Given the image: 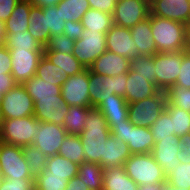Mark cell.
Returning <instances> with one entry per match:
<instances>
[{
    "label": "cell",
    "instance_id": "6f0895ef",
    "mask_svg": "<svg viewBox=\"0 0 190 190\" xmlns=\"http://www.w3.org/2000/svg\"><path fill=\"white\" fill-rule=\"evenodd\" d=\"M59 1L61 0H34L32 3L36 6L44 8L47 6H55Z\"/></svg>",
    "mask_w": 190,
    "mask_h": 190
},
{
    "label": "cell",
    "instance_id": "74e56055",
    "mask_svg": "<svg viewBox=\"0 0 190 190\" xmlns=\"http://www.w3.org/2000/svg\"><path fill=\"white\" fill-rule=\"evenodd\" d=\"M155 55L136 56L130 60V70L135 71V75L146 77V80L156 85Z\"/></svg>",
    "mask_w": 190,
    "mask_h": 190
},
{
    "label": "cell",
    "instance_id": "d590c367",
    "mask_svg": "<svg viewBox=\"0 0 190 190\" xmlns=\"http://www.w3.org/2000/svg\"><path fill=\"white\" fill-rule=\"evenodd\" d=\"M60 8L62 20L81 21L83 15L90 9L88 0H61L56 5Z\"/></svg>",
    "mask_w": 190,
    "mask_h": 190
},
{
    "label": "cell",
    "instance_id": "603a6c76",
    "mask_svg": "<svg viewBox=\"0 0 190 190\" xmlns=\"http://www.w3.org/2000/svg\"><path fill=\"white\" fill-rule=\"evenodd\" d=\"M132 155L128 144L121 142L112 134L104 144V156L99 165L106 167L124 166V162Z\"/></svg>",
    "mask_w": 190,
    "mask_h": 190
},
{
    "label": "cell",
    "instance_id": "f1b7e54d",
    "mask_svg": "<svg viewBox=\"0 0 190 190\" xmlns=\"http://www.w3.org/2000/svg\"><path fill=\"white\" fill-rule=\"evenodd\" d=\"M49 62L65 71L66 76H73L85 70L73 53L67 54L58 51H44Z\"/></svg>",
    "mask_w": 190,
    "mask_h": 190
},
{
    "label": "cell",
    "instance_id": "d4e9b609",
    "mask_svg": "<svg viewBox=\"0 0 190 190\" xmlns=\"http://www.w3.org/2000/svg\"><path fill=\"white\" fill-rule=\"evenodd\" d=\"M97 108L102 112L109 128L114 124L124 123L128 119V103L125 98H109L100 103Z\"/></svg>",
    "mask_w": 190,
    "mask_h": 190
},
{
    "label": "cell",
    "instance_id": "8fae6325",
    "mask_svg": "<svg viewBox=\"0 0 190 190\" xmlns=\"http://www.w3.org/2000/svg\"><path fill=\"white\" fill-rule=\"evenodd\" d=\"M182 51L155 54L156 86L166 92L176 84L181 71Z\"/></svg>",
    "mask_w": 190,
    "mask_h": 190
},
{
    "label": "cell",
    "instance_id": "f5cc1de1",
    "mask_svg": "<svg viewBox=\"0 0 190 190\" xmlns=\"http://www.w3.org/2000/svg\"><path fill=\"white\" fill-rule=\"evenodd\" d=\"M11 69V54L4 45H0V74H11Z\"/></svg>",
    "mask_w": 190,
    "mask_h": 190
},
{
    "label": "cell",
    "instance_id": "b9f144b4",
    "mask_svg": "<svg viewBox=\"0 0 190 190\" xmlns=\"http://www.w3.org/2000/svg\"><path fill=\"white\" fill-rule=\"evenodd\" d=\"M45 17V32H50L51 36L63 34L65 21L60 15V8L55 6H47L43 8Z\"/></svg>",
    "mask_w": 190,
    "mask_h": 190
},
{
    "label": "cell",
    "instance_id": "c3c4849f",
    "mask_svg": "<svg viewBox=\"0 0 190 190\" xmlns=\"http://www.w3.org/2000/svg\"><path fill=\"white\" fill-rule=\"evenodd\" d=\"M177 86L190 89V56L182 51L181 71L176 80Z\"/></svg>",
    "mask_w": 190,
    "mask_h": 190
},
{
    "label": "cell",
    "instance_id": "d6a6232c",
    "mask_svg": "<svg viewBox=\"0 0 190 190\" xmlns=\"http://www.w3.org/2000/svg\"><path fill=\"white\" fill-rule=\"evenodd\" d=\"M77 176L84 181L89 190H103V168L99 164L81 163Z\"/></svg>",
    "mask_w": 190,
    "mask_h": 190
},
{
    "label": "cell",
    "instance_id": "7dc6e473",
    "mask_svg": "<svg viewBox=\"0 0 190 190\" xmlns=\"http://www.w3.org/2000/svg\"><path fill=\"white\" fill-rule=\"evenodd\" d=\"M0 190H35L34 178H3Z\"/></svg>",
    "mask_w": 190,
    "mask_h": 190
},
{
    "label": "cell",
    "instance_id": "6da1fadb",
    "mask_svg": "<svg viewBox=\"0 0 190 190\" xmlns=\"http://www.w3.org/2000/svg\"><path fill=\"white\" fill-rule=\"evenodd\" d=\"M110 135V128L102 112L97 107H89L84 130L79 135L85 162L100 163L104 156V144Z\"/></svg>",
    "mask_w": 190,
    "mask_h": 190
},
{
    "label": "cell",
    "instance_id": "681fc988",
    "mask_svg": "<svg viewBox=\"0 0 190 190\" xmlns=\"http://www.w3.org/2000/svg\"><path fill=\"white\" fill-rule=\"evenodd\" d=\"M83 31L84 27L81 21H66L63 29V34L76 41L81 38Z\"/></svg>",
    "mask_w": 190,
    "mask_h": 190
},
{
    "label": "cell",
    "instance_id": "003e7915",
    "mask_svg": "<svg viewBox=\"0 0 190 190\" xmlns=\"http://www.w3.org/2000/svg\"><path fill=\"white\" fill-rule=\"evenodd\" d=\"M145 1L150 4V3H152L154 0H145Z\"/></svg>",
    "mask_w": 190,
    "mask_h": 190
},
{
    "label": "cell",
    "instance_id": "db71d44e",
    "mask_svg": "<svg viewBox=\"0 0 190 190\" xmlns=\"http://www.w3.org/2000/svg\"><path fill=\"white\" fill-rule=\"evenodd\" d=\"M20 0H0V20L5 22L9 19L14 8Z\"/></svg>",
    "mask_w": 190,
    "mask_h": 190
},
{
    "label": "cell",
    "instance_id": "6125c7cd",
    "mask_svg": "<svg viewBox=\"0 0 190 190\" xmlns=\"http://www.w3.org/2000/svg\"><path fill=\"white\" fill-rule=\"evenodd\" d=\"M12 88H0V104L4 97V94L10 91Z\"/></svg>",
    "mask_w": 190,
    "mask_h": 190
},
{
    "label": "cell",
    "instance_id": "f35d334b",
    "mask_svg": "<svg viewBox=\"0 0 190 190\" xmlns=\"http://www.w3.org/2000/svg\"><path fill=\"white\" fill-rule=\"evenodd\" d=\"M165 110L170 114L172 120V132L177 137L190 133V112L174 105H166Z\"/></svg>",
    "mask_w": 190,
    "mask_h": 190
},
{
    "label": "cell",
    "instance_id": "11a10c76",
    "mask_svg": "<svg viewBox=\"0 0 190 190\" xmlns=\"http://www.w3.org/2000/svg\"><path fill=\"white\" fill-rule=\"evenodd\" d=\"M65 190H89L87 185L78 176L70 179Z\"/></svg>",
    "mask_w": 190,
    "mask_h": 190
},
{
    "label": "cell",
    "instance_id": "60d3db41",
    "mask_svg": "<svg viewBox=\"0 0 190 190\" xmlns=\"http://www.w3.org/2000/svg\"><path fill=\"white\" fill-rule=\"evenodd\" d=\"M154 137V142L157 143L160 139L176 138L172 132V120L170 114L165 110L155 120V123L150 127Z\"/></svg>",
    "mask_w": 190,
    "mask_h": 190
},
{
    "label": "cell",
    "instance_id": "be15d7a7",
    "mask_svg": "<svg viewBox=\"0 0 190 190\" xmlns=\"http://www.w3.org/2000/svg\"><path fill=\"white\" fill-rule=\"evenodd\" d=\"M166 190H190V189H186V188H179V187H175V186H170L166 183Z\"/></svg>",
    "mask_w": 190,
    "mask_h": 190
},
{
    "label": "cell",
    "instance_id": "cb8c5ba5",
    "mask_svg": "<svg viewBox=\"0 0 190 190\" xmlns=\"http://www.w3.org/2000/svg\"><path fill=\"white\" fill-rule=\"evenodd\" d=\"M103 190H139V185L126 174L124 166L106 167Z\"/></svg>",
    "mask_w": 190,
    "mask_h": 190
},
{
    "label": "cell",
    "instance_id": "f546056e",
    "mask_svg": "<svg viewBox=\"0 0 190 190\" xmlns=\"http://www.w3.org/2000/svg\"><path fill=\"white\" fill-rule=\"evenodd\" d=\"M28 32L45 47L51 37L50 32H45V17L43 8L32 5L30 7Z\"/></svg>",
    "mask_w": 190,
    "mask_h": 190
},
{
    "label": "cell",
    "instance_id": "ac0fdd59",
    "mask_svg": "<svg viewBox=\"0 0 190 190\" xmlns=\"http://www.w3.org/2000/svg\"><path fill=\"white\" fill-rule=\"evenodd\" d=\"M106 48L130 60L137 56V45L131 37L130 29L115 24L106 33Z\"/></svg>",
    "mask_w": 190,
    "mask_h": 190
},
{
    "label": "cell",
    "instance_id": "ab89813d",
    "mask_svg": "<svg viewBox=\"0 0 190 190\" xmlns=\"http://www.w3.org/2000/svg\"><path fill=\"white\" fill-rule=\"evenodd\" d=\"M23 154L33 177L40 175L47 161V156L44 152L33 145H29L23 147Z\"/></svg>",
    "mask_w": 190,
    "mask_h": 190
},
{
    "label": "cell",
    "instance_id": "30bf717a",
    "mask_svg": "<svg viewBox=\"0 0 190 190\" xmlns=\"http://www.w3.org/2000/svg\"><path fill=\"white\" fill-rule=\"evenodd\" d=\"M4 120L34 115V102L22 84H16L1 101Z\"/></svg>",
    "mask_w": 190,
    "mask_h": 190
},
{
    "label": "cell",
    "instance_id": "ba28073f",
    "mask_svg": "<svg viewBox=\"0 0 190 190\" xmlns=\"http://www.w3.org/2000/svg\"><path fill=\"white\" fill-rule=\"evenodd\" d=\"M106 50V33L84 29L81 38L75 41L73 55L85 69H89Z\"/></svg>",
    "mask_w": 190,
    "mask_h": 190
},
{
    "label": "cell",
    "instance_id": "4dcf8cb0",
    "mask_svg": "<svg viewBox=\"0 0 190 190\" xmlns=\"http://www.w3.org/2000/svg\"><path fill=\"white\" fill-rule=\"evenodd\" d=\"M3 45L8 50L44 51V47L34 39L28 30L19 33H6Z\"/></svg>",
    "mask_w": 190,
    "mask_h": 190
},
{
    "label": "cell",
    "instance_id": "5bb4252c",
    "mask_svg": "<svg viewBox=\"0 0 190 190\" xmlns=\"http://www.w3.org/2000/svg\"><path fill=\"white\" fill-rule=\"evenodd\" d=\"M11 54V74L18 84L32 78L44 51L9 50Z\"/></svg>",
    "mask_w": 190,
    "mask_h": 190
},
{
    "label": "cell",
    "instance_id": "52a82bcc",
    "mask_svg": "<svg viewBox=\"0 0 190 190\" xmlns=\"http://www.w3.org/2000/svg\"><path fill=\"white\" fill-rule=\"evenodd\" d=\"M167 104L166 92L159 91L156 95L128 104V119L133 125L150 128Z\"/></svg>",
    "mask_w": 190,
    "mask_h": 190
},
{
    "label": "cell",
    "instance_id": "484cf974",
    "mask_svg": "<svg viewBox=\"0 0 190 190\" xmlns=\"http://www.w3.org/2000/svg\"><path fill=\"white\" fill-rule=\"evenodd\" d=\"M79 165L60 155L47 157L45 168L37 176L58 175L67 176L70 180L77 176Z\"/></svg>",
    "mask_w": 190,
    "mask_h": 190
},
{
    "label": "cell",
    "instance_id": "e7e4bbea",
    "mask_svg": "<svg viewBox=\"0 0 190 190\" xmlns=\"http://www.w3.org/2000/svg\"><path fill=\"white\" fill-rule=\"evenodd\" d=\"M4 122V118L2 115V109H1V104H0V134H1V129H2V124Z\"/></svg>",
    "mask_w": 190,
    "mask_h": 190
},
{
    "label": "cell",
    "instance_id": "8d00e7d4",
    "mask_svg": "<svg viewBox=\"0 0 190 190\" xmlns=\"http://www.w3.org/2000/svg\"><path fill=\"white\" fill-rule=\"evenodd\" d=\"M35 75L60 87L67 79L65 71L49 62L45 56L40 59Z\"/></svg>",
    "mask_w": 190,
    "mask_h": 190
},
{
    "label": "cell",
    "instance_id": "1f68e13d",
    "mask_svg": "<svg viewBox=\"0 0 190 190\" xmlns=\"http://www.w3.org/2000/svg\"><path fill=\"white\" fill-rule=\"evenodd\" d=\"M81 23L84 29L107 33L113 25V18L112 14L90 8L83 15Z\"/></svg>",
    "mask_w": 190,
    "mask_h": 190
},
{
    "label": "cell",
    "instance_id": "4fadbf2b",
    "mask_svg": "<svg viewBox=\"0 0 190 190\" xmlns=\"http://www.w3.org/2000/svg\"><path fill=\"white\" fill-rule=\"evenodd\" d=\"M149 15L150 4L145 0H117L112 18L113 24L130 29Z\"/></svg>",
    "mask_w": 190,
    "mask_h": 190
},
{
    "label": "cell",
    "instance_id": "91938a15",
    "mask_svg": "<svg viewBox=\"0 0 190 190\" xmlns=\"http://www.w3.org/2000/svg\"><path fill=\"white\" fill-rule=\"evenodd\" d=\"M139 190H166V183L139 186Z\"/></svg>",
    "mask_w": 190,
    "mask_h": 190
},
{
    "label": "cell",
    "instance_id": "e575fe53",
    "mask_svg": "<svg viewBox=\"0 0 190 190\" xmlns=\"http://www.w3.org/2000/svg\"><path fill=\"white\" fill-rule=\"evenodd\" d=\"M58 155L78 165L85 162L83 145L79 135L67 134L60 146Z\"/></svg>",
    "mask_w": 190,
    "mask_h": 190
},
{
    "label": "cell",
    "instance_id": "e0dca14e",
    "mask_svg": "<svg viewBox=\"0 0 190 190\" xmlns=\"http://www.w3.org/2000/svg\"><path fill=\"white\" fill-rule=\"evenodd\" d=\"M68 109L69 106L65 104L61 94L57 98H39L34 101V117L40 122L63 126Z\"/></svg>",
    "mask_w": 190,
    "mask_h": 190
},
{
    "label": "cell",
    "instance_id": "7bdbcfd3",
    "mask_svg": "<svg viewBox=\"0 0 190 190\" xmlns=\"http://www.w3.org/2000/svg\"><path fill=\"white\" fill-rule=\"evenodd\" d=\"M166 183L170 186L190 189V163L180 162L166 175Z\"/></svg>",
    "mask_w": 190,
    "mask_h": 190
},
{
    "label": "cell",
    "instance_id": "3957f363",
    "mask_svg": "<svg viewBox=\"0 0 190 190\" xmlns=\"http://www.w3.org/2000/svg\"><path fill=\"white\" fill-rule=\"evenodd\" d=\"M124 167L126 174L139 186L166 183V175L151 153L132 154Z\"/></svg>",
    "mask_w": 190,
    "mask_h": 190
},
{
    "label": "cell",
    "instance_id": "277c9868",
    "mask_svg": "<svg viewBox=\"0 0 190 190\" xmlns=\"http://www.w3.org/2000/svg\"><path fill=\"white\" fill-rule=\"evenodd\" d=\"M127 74L104 76L89 70V95L92 107L109 98H125Z\"/></svg>",
    "mask_w": 190,
    "mask_h": 190
},
{
    "label": "cell",
    "instance_id": "f907efd6",
    "mask_svg": "<svg viewBox=\"0 0 190 190\" xmlns=\"http://www.w3.org/2000/svg\"><path fill=\"white\" fill-rule=\"evenodd\" d=\"M180 151L177 153V158L182 163H190V133L180 137Z\"/></svg>",
    "mask_w": 190,
    "mask_h": 190
},
{
    "label": "cell",
    "instance_id": "ffe728a7",
    "mask_svg": "<svg viewBox=\"0 0 190 190\" xmlns=\"http://www.w3.org/2000/svg\"><path fill=\"white\" fill-rule=\"evenodd\" d=\"M130 69V59L106 50L89 67L95 74L104 76H118L127 74Z\"/></svg>",
    "mask_w": 190,
    "mask_h": 190
},
{
    "label": "cell",
    "instance_id": "bcb514c9",
    "mask_svg": "<svg viewBox=\"0 0 190 190\" xmlns=\"http://www.w3.org/2000/svg\"><path fill=\"white\" fill-rule=\"evenodd\" d=\"M75 41L65 34L51 36L44 51H58L62 53H73Z\"/></svg>",
    "mask_w": 190,
    "mask_h": 190
},
{
    "label": "cell",
    "instance_id": "9f6ffc18",
    "mask_svg": "<svg viewBox=\"0 0 190 190\" xmlns=\"http://www.w3.org/2000/svg\"><path fill=\"white\" fill-rule=\"evenodd\" d=\"M16 84L12 74H0V88H13Z\"/></svg>",
    "mask_w": 190,
    "mask_h": 190
},
{
    "label": "cell",
    "instance_id": "836d02e7",
    "mask_svg": "<svg viewBox=\"0 0 190 190\" xmlns=\"http://www.w3.org/2000/svg\"><path fill=\"white\" fill-rule=\"evenodd\" d=\"M88 113L89 107L69 106L63 123L67 134L80 135L84 130Z\"/></svg>",
    "mask_w": 190,
    "mask_h": 190
},
{
    "label": "cell",
    "instance_id": "7a4b0ae2",
    "mask_svg": "<svg viewBox=\"0 0 190 190\" xmlns=\"http://www.w3.org/2000/svg\"><path fill=\"white\" fill-rule=\"evenodd\" d=\"M187 25L151 15V32L158 53L183 50Z\"/></svg>",
    "mask_w": 190,
    "mask_h": 190
},
{
    "label": "cell",
    "instance_id": "9a60e30c",
    "mask_svg": "<svg viewBox=\"0 0 190 190\" xmlns=\"http://www.w3.org/2000/svg\"><path fill=\"white\" fill-rule=\"evenodd\" d=\"M37 133L39 134L32 145L42 150L47 157L58 154L67 135L66 129L62 125L40 121Z\"/></svg>",
    "mask_w": 190,
    "mask_h": 190
},
{
    "label": "cell",
    "instance_id": "ee69618b",
    "mask_svg": "<svg viewBox=\"0 0 190 190\" xmlns=\"http://www.w3.org/2000/svg\"><path fill=\"white\" fill-rule=\"evenodd\" d=\"M166 105H174L185 111L190 112V89L172 85L166 91Z\"/></svg>",
    "mask_w": 190,
    "mask_h": 190
},
{
    "label": "cell",
    "instance_id": "d6986e66",
    "mask_svg": "<svg viewBox=\"0 0 190 190\" xmlns=\"http://www.w3.org/2000/svg\"><path fill=\"white\" fill-rule=\"evenodd\" d=\"M180 137L160 139L154 144L151 154L154 160L162 167L165 175L180 163L177 153L180 151Z\"/></svg>",
    "mask_w": 190,
    "mask_h": 190
},
{
    "label": "cell",
    "instance_id": "03108f58",
    "mask_svg": "<svg viewBox=\"0 0 190 190\" xmlns=\"http://www.w3.org/2000/svg\"><path fill=\"white\" fill-rule=\"evenodd\" d=\"M3 179V176H2V171H1V168H0V182L2 181Z\"/></svg>",
    "mask_w": 190,
    "mask_h": 190
},
{
    "label": "cell",
    "instance_id": "44dd1931",
    "mask_svg": "<svg viewBox=\"0 0 190 190\" xmlns=\"http://www.w3.org/2000/svg\"><path fill=\"white\" fill-rule=\"evenodd\" d=\"M126 87L125 99L128 104L152 97L160 91L156 85L146 80V77L135 75V71L130 69Z\"/></svg>",
    "mask_w": 190,
    "mask_h": 190
},
{
    "label": "cell",
    "instance_id": "2e32d148",
    "mask_svg": "<svg viewBox=\"0 0 190 190\" xmlns=\"http://www.w3.org/2000/svg\"><path fill=\"white\" fill-rule=\"evenodd\" d=\"M150 14L190 25V0H154Z\"/></svg>",
    "mask_w": 190,
    "mask_h": 190
},
{
    "label": "cell",
    "instance_id": "816d5d0a",
    "mask_svg": "<svg viewBox=\"0 0 190 190\" xmlns=\"http://www.w3.org/2000/svg\"><path fill=\"white\" fill-rule=\"evenodd\" d=\"M90 8L113 15L117 0H88Z\"/></svg>",
    "mask_w": 190,
    "mask_h": 190
},
{
    "label": "cell",
    "instance_id": "4316f807",
    "mask_svg": "<svg viewBox=\"0 0 190 190\" xmlns=\"http://www.w3.org/2000/svg\"><path fill=\"white\" fill-rule=\"evenodd\" d=\"M33 5L30 1L20 0L14 8L9 19L4 22L6 33L22 32L28 30L30 7Z\"/></svg>",
    "mask_w": 190,
    "mask_h": 190
},
{
    "label": "cell",
    "instance_id": "f6af8a7d",
    "mask_svg": "<svg viewBox=\"0 0 190 190\" xmlns=\"http://www.w3.org/2000/svg\"><path fill=\"white\" fill-rule=\"evenodd\" d=\"M68 181L67 176H36L34 178V185L35 190H65Z\"/></svg>",
    "mask_w": 190,
    "mask_h": 190
},
{
    "label": "cell",
    "instance_id": "8992f818",
    "mask_svg": "<svg viewBox=\"0 0 190 190\" xmlns=\"http://www.w3.org/2000/svg\"><path fill=\"white\" fill-rule=\"evenodd\" d=\"M110 131L114 137L128 144L132 154L151 153L155 144L150 128L135 126L129 119L114 124Z\"/></svg>",
    "mask_w": 190,
    "mask_h": 190
},
{
    "label": "cell",
    "instance_id": "83f0119b",
    "mask_svg": "<svg viewBox=\"0 0 190 190\" xmlns=\"http://www.w3.org/2000/svg\"><path fill=\"white\" fill-rule=\"evenodd\" d=\"M22 85L32 97L33 102L39 98H57V95L61 94L60 86L45 82L36 75L23 82Z\"/></svg>",
    "mask_w": 190,
    "mask_h": 190
},
{
    "label": "cell",
    "instance_id": "680465c9",
    "mask_svg": "<svg viewBox=\"0 0 190 190\" xmlns=\"http://www.w3.org/2000/svg\"><path fill=\"white\" fill-rule=\"evenodd\" d=\"M186 55L190 56V25L187 26L185 40H184V47L182 50Z\"/></svg>",
    "mask_w": 190,
    "mask_h": 190
},
{
    "label": "cell",
    "instance_id": "7402d4cb",
    "mask_svg": "<svg viewBox=\"0 0 190 190\" xmlns=\"http://www.w3.org/2000/svg\"><path fill=\"white\" fill-rule=\"evenodd\" d=\"M131 37L137 45V56L155 55L158 53L151 32V14L130 28Z\"/></svg>",
    "mask_w": 190,
    "mask_h": 190
},
{
    "label": "cell",
    "instance_id": "94428289",
    "mask_svg": "<svg viewBox=\"0 0 190 190\" xmlns=\"http://www.w3.org/2000/svg\"><path fill=\"white\" fill-rule=\"evenodd\" d=\"M6 38V31L4 22L0 20V45H3Z\"/></svg>",
    "mask_w": 190,
    "mask_h": 190
},
{
    "label": "cell",
    "instance_id": "7c38bea8",
    "mask_svg": "<svg viewBox=\"0 0 190 190\" xmlns=\"http://www.w3.org/2000/svg\"><path fill=\"white\" fill-rule=\"evenodd\" d=\"M61 95L68 106L92 107L89 95V69L67 77L61 86Z\"/></svg>",
    "mask_w": 190,
    "mask_h": 190
},
{
    "label": "cell",
    "instance_id": "5b68a950",
    "mask_svg": "<svg viewBox=\"0 0 190 190\" xmlns=\"http://www.w3.org/2000/svg\"><path fill=\"white\" fill-rule=\"evenodd\" d=\"M39 120L32 116L4 120L0 141L15 146L32 145L39 133Z\"/></svg>",
    "mask_w": 190,
    "mask_h": 190
},
{
    "label": "cell",
    "instance_id": "9c48e42d",
    "mask_svg": "<svg viewBox=\"0 0 190 190\" xmlns=\"http://www.w3.org/2000/svg\"><path fill=\"white\" fill-rule=\"evenodd\" d=\"M0 168L3 178H34L25 161L23 147L0 141Z\"/></svg>",
    "mask_w": 190,
    "mask_h": 190
}]
</instances>
